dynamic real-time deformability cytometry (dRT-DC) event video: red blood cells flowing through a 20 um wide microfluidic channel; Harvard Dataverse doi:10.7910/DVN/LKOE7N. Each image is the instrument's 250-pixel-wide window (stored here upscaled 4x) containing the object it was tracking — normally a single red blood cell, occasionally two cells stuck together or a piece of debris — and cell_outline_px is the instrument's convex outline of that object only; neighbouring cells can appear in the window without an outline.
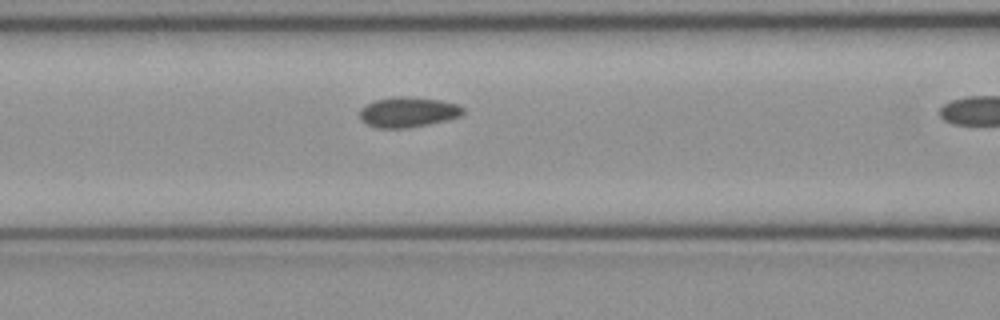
{"species": "common noctule bat (a hibernating species)", "species_latin": "Nyctalus noctula", "temperature_condition": "cold", "stored_images_in_passage": 4, "camera_frame_rate_fps": 3000, "um_per_image_px": 0.085, "animal": {"sex": "female", "body_mass_g": 21.9}, "frame": {"image": 1, "passage_image": 3, "time_ms": 0.667, "image_size_px": [1000, 320], "cell_outline_px": [[464, 112], [460, 116], [428, 124], [408, 128], [376, 128], [360, 120], [360, 108], [376, 100], [396, 96], [408, 96], [440, 100], [460, 104], [464, 108]], "centroid_in_image_um": [34.69, 9.52], "position_along_channel_um": 131.9, "area_um2": 18.21}}